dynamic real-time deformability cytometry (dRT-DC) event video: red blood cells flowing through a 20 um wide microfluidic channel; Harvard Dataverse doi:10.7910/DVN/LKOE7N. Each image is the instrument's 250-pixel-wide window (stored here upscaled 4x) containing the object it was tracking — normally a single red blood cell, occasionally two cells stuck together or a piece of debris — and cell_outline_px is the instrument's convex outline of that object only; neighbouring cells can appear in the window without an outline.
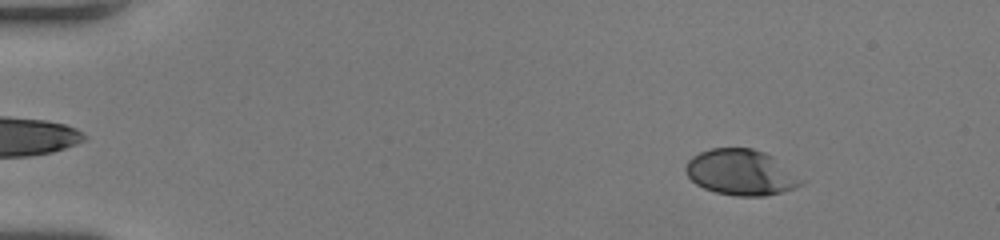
{"species": "human", "species_latin": "Homo sapiens", "temperature_condition": "room temperature", "stored_images_in_passage": 52, "camera_frame_rate_fps": 3000, "um_per_image_px": 0.085, "donor": {"sex": "female"}, "frame": {"image": 1, "passage_image": 7, "time_ms": 2.0, "image_size_px": [1000, 240], "cell_outline_px": [[804, 184], [796, 188], [764, 196], [736, 196], [716, 192], [704, 188], [696, 184], [684, 172], [684, 168], [688, 160], [692, 156], [700, 152], [712, 148], [752, 148], [764, 152], [772, 156], [804, 180]], "centroid_in_image_um": [62.97, 14.65], "position_along_channel_um": 22.0, "area_um2": 30.75}}
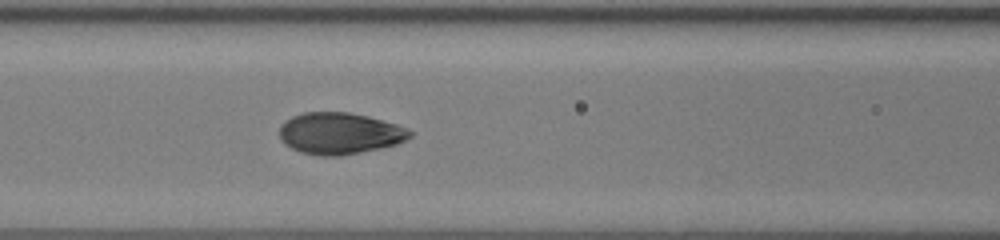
{"frame": {"image": 2, "passage_image": 24, "time_ms": 7.667, "image_size_px": [1000, 240], "cell_outline_px": [[412, 136], [396, 144], [340, 156], [320, 156], [300, 152], [284, 144], [280, 140], [280, 124], [284, 120], [292, 116], [304, 112], [348, 112], [368, 116], [396, 124], [412, 132]], "centroid_in_image_um": [28.81, 11.33], "position_along_channel_um": 137.8, "area_um2": 31.5}}
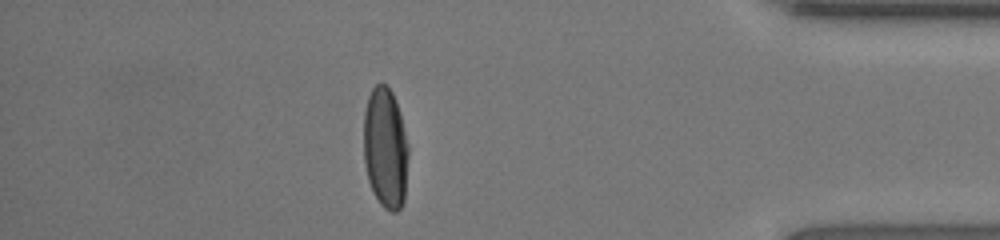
{"frame": {"image": 3, "passage_image": 46, "time_ms": 15.0, "image_size_px": [1000, 240], "cell_outline_px": [[408, 156], [404, 200], [400, 208], [396, 212], [392, 212], [384, 208], [380, 204], [372, 192], [368, 180], [364, 164], [364, 112], [368, 96], [372, 88], [380, 80], [392, 92], [396, 100], [400, 112], [408, 144]], "centroid_in_image_um": [32.75, 12.58], "position_along_channel_um": 402.5, "area_um2": 31.91}, "authors_computed_cell_mechanics": {"area_um2": 31.4721, "velocity_mm_per_s": 4.0744, "shape_relaxation_time_tau1_ms": 3.4134, "shape_relaxation_time_tau2_ms": null, "deformation_change_tau1": 0.1754, "deformation_change_tau2": null}}